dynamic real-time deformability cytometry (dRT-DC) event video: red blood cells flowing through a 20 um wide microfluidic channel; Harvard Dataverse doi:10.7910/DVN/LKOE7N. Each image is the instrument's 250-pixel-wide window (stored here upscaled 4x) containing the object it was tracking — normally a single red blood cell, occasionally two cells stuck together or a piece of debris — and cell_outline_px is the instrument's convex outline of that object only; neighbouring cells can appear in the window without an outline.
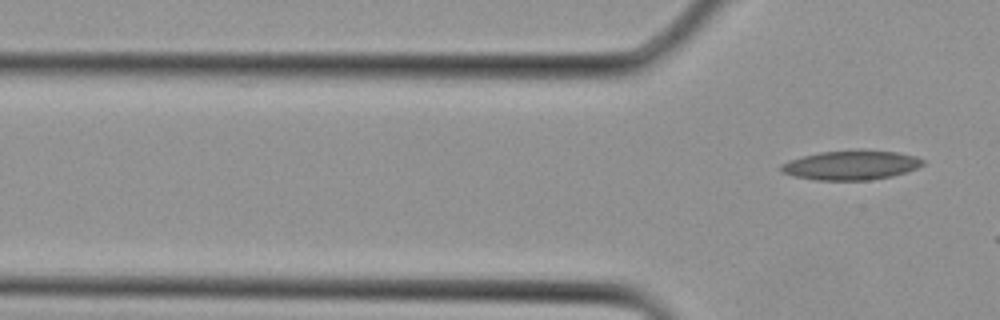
{"species": "Egyptian fruit bat (a non-hibernating species)", "species_latin": "Rousettus aegyptiacus", "temperature_condition": "cold", "stored_images_in_passage": 3, "camera_frame_rate_fps": 3000, "um_per_image_px": 0.085, "animal": {"sex": "female"}, "frame": {"image": 1, "passage_image": 3, "time_ms": 0.667, "image_size_px": [1000, 320], "cell_outline_px": [[924, 164], [916, 168], [892, 176], [868, 180], [816, 180], [792, 176], [784, 172], [780, 168], [780, 164], [788, 160], [820, 152], [856, 148], [896, 152], [916, 156], [924, 160]], "centroid_in_image_um": [72.33, 14.01], "position_along_channel_um": 53.5, "area_um2": 24.57}}